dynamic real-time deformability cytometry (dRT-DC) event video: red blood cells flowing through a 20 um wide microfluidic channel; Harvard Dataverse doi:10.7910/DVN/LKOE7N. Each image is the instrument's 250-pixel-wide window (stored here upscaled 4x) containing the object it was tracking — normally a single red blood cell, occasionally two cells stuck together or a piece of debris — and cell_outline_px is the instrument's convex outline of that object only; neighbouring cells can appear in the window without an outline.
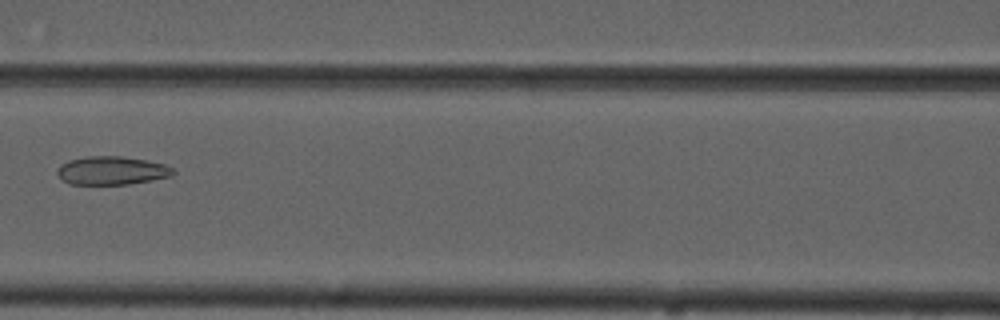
{"species": "common noctule bat (a hibernating species)", "species_latin": "Nyctalus noctula", "temperature_condition": "cold", "stored_images_in_passage": 10, "camera_frame_rate_fps": 3000, "um_per_image_px": 0.085, "animal": {"sex": "male", "forearm_length_mm": 52.5}, "frame": {"image": 1, "passage_image": 7, "time_ms": 8.0, "image_size_px": [1000, 320], "cell_outline_px": [[176, 172], [172, 176], [128, 184], [68, 184], [56, 172], [56, 168], [60, 164], [68, 160], [88, 156], [120, 156], [144, 160], [164, 164], [176, 168]], "centroid_in_image_um": [9.5, 14.49], "position_along_channel_um": 157.1, "area_um2": 19.19}}
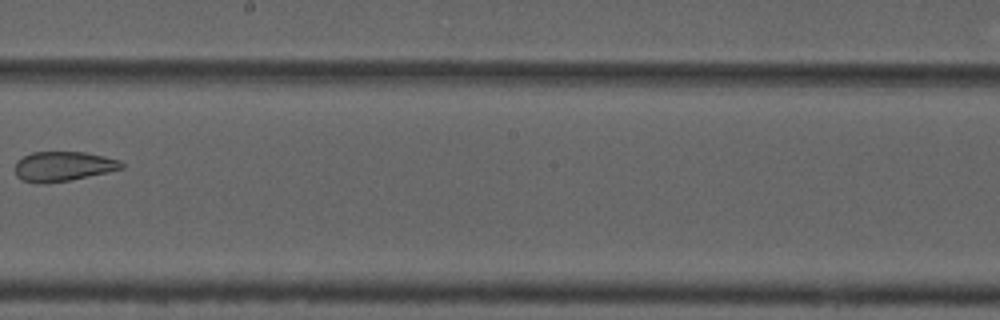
{"frame": {"image": 2, "passage_image": 9, "time_ms": 10.333, "image_size_px": [1000, 320], "cell_outline_px": [[124, 168], [108, 172], [68, 180], [44, 184], [40, 184], [24, 180], [16, 176], [12, 168], [16, 160], [32, 152], [84, 152], [104, 156], [120, 160], [124, 164]], "centroid_in_image_um": [5.32, 14.13], "position_along_channel_um": 242.9, "area_um2": 18.61}}
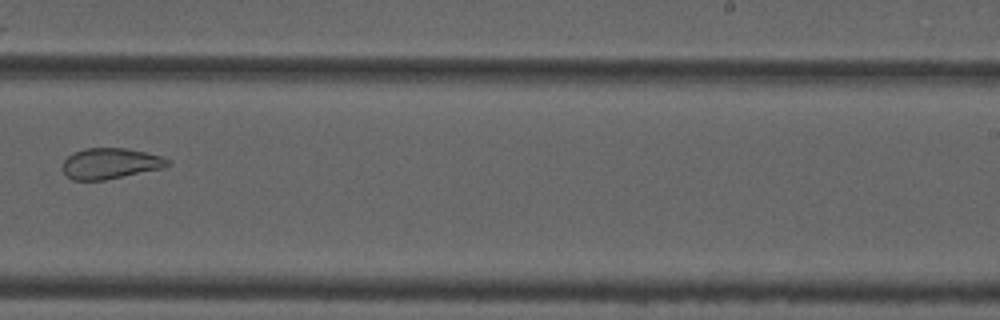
{"frame": {"image": 3, "passage_image": 10, "time_ms": 11.333, "image_size_px": [1000, 320], "cell_outline_px": [[172, 164], [164, 168], [104, 180], [72, 180], [64, 172], [64, 160], [68, 156], [84, 148], [124, 148], [144, 152], [160, 156], [172, 160]], "centroid_in_image_um": [9.43, 13.9], "position_along_channel_um": 279.6, "area_um2": 18.73}}